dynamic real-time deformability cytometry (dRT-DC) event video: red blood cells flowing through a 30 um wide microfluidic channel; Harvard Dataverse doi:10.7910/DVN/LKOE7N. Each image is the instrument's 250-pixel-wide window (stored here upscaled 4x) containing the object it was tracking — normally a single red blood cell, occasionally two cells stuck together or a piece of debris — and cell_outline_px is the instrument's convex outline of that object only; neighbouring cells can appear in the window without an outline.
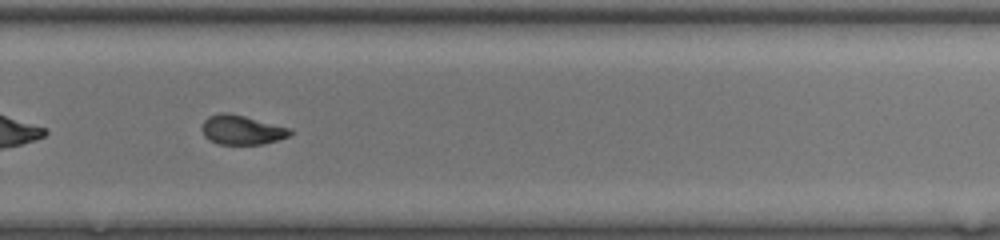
{"species": "common noctule bat (a hibernating species)", "species_latin": "Nyctalus noctula", "temperature_condition": "room temperature", "stored_images_in_passage": 38, "camera_frame_rate_fps": 3000, "um_per_image_px": 0.085, "animal": {"sex": "female", "body_mass_g": 17.0, "forearm_length_mm": 48.0}, "frame": {"image": 1, "passage_image": 22, "time_ms": 7.0, "image_size_px": [1000, 240], "cell_outline_px": [[292, 132], [288, 136], [264, 144], [216, 144], [208, 140], [204, 136], [200, 128], [204, 120], [208, 116], [220, 112], [228, 112], [292, 128]], "centroid_in_image_um": [20.5, 11.04], "position_along_channel_um": 309.3, "area_um2": 15.26}, "authors_computed_cell_mechanics": {"area_um2": 15.317, "velocity_mm_per_s": 4.3148, "shape_relaxation_time_tau1_ms": 5.2639, "shape_relaxation_time_tau2_ms": 2.6026, "deformation_change_tau1": 0.1925, "deformation_change_tau2": 0.0677}}